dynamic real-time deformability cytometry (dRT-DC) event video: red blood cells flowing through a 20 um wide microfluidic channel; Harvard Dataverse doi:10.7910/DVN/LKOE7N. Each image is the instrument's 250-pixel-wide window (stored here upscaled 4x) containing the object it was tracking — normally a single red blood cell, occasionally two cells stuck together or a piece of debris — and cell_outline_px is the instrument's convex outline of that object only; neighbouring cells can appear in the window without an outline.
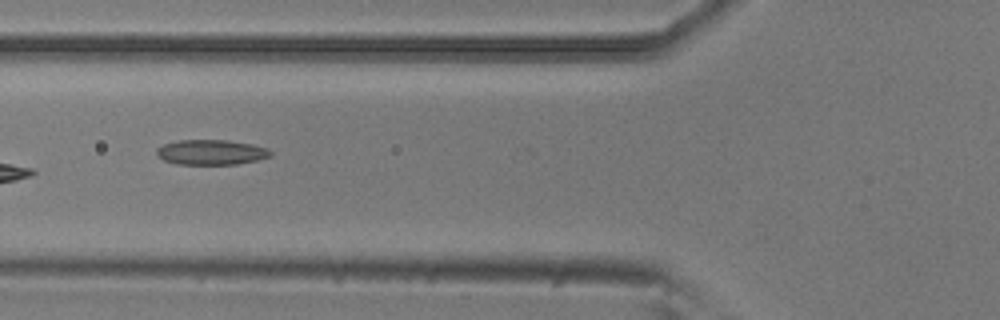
{"species": "common noctule bat (a hibernating species)", "species_latin": "Nyctalus noctula", "temperature_condition": "room temperature", "stored_images_in_passage": 6, "camera_frame_rate_fps": 3000, "um_per_image_px": 0.085, "animal": {"sex": "male", "body_mass_g": 20.5, "forearm_length_mm": 52.5}, "frame": {"image": 1, "passage_image": 4, "time_ms": 1.0, "image_size_px": [1000, 320], "cell_outline_px": [[272, 156], [256, 160], [236, 164], [176, 164], [164, 160], [156, 156], [156, 148], [164, 144], [180, 140], [228, 140], [252, 144], [268, 148], [272, 152]], "centroid_in_image_um": [17.94, 12.94], "position_along_channel_um": 107.9, "area_um2": 16.7}}